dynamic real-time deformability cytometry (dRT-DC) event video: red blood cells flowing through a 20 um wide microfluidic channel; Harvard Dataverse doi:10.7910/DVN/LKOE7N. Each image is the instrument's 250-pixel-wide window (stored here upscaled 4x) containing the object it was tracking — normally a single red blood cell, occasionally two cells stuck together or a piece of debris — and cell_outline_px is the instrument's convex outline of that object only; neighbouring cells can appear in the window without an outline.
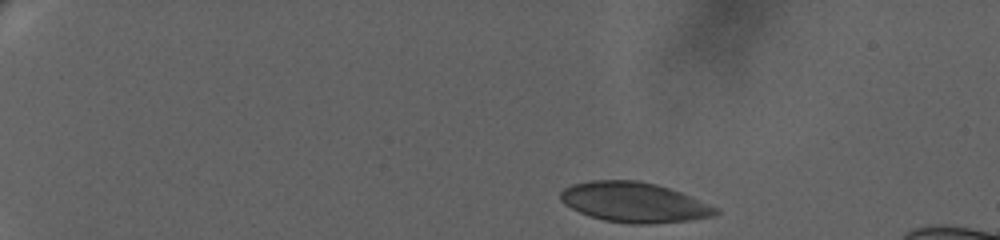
{"species": "human", "species_latin": "Homo sapiens", "temperature_condition": "warm", "stored_images_in_passage": 41, "camera_frame_rate_fps": 3000, "um_per_image_px": 0.085, "donor": {"sex": "female"}, "frame": {"image": 1, "passage_image": 1, "time_ms": 0.0, "image_size_px": [1000, 240], "cell_outline_px": [[720, 212], [716, 216], [688, 220], [648, 224], [632, 224], [604, 220], [580, 212], [564, 204], [560, 200], [560, 192], [564, 188], [572, 184], [592, 180], [636, 180], [656, 184], [680, 192], [720, 208]], "centroid_in_image_um": [53.92, 17.19], "position_along_channel_um": 31.1, "area_um2": 36.13}}
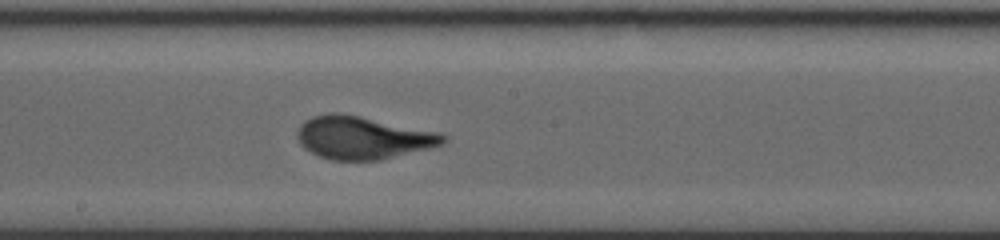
{"frame": {"image": 2, "passage_image": 23, "time_ms": 9.333, "image_size_px": [1000, 240], "cell_outline_px": [[448, 140], [440, 144], [428, 148], [380, 160], [332, 160], [320, 156], [304, 148], [300, 144], [296, 136], [296, 132], [300, 124], [304, 120], [312, 116], [328, 112], [336, 112], [360, 116], [440, 132], [448, 136]], "centroid_in_image_um": [30.81, 11.69], "position_along_channel_um": 217.4, "area_um2": 36.41}}
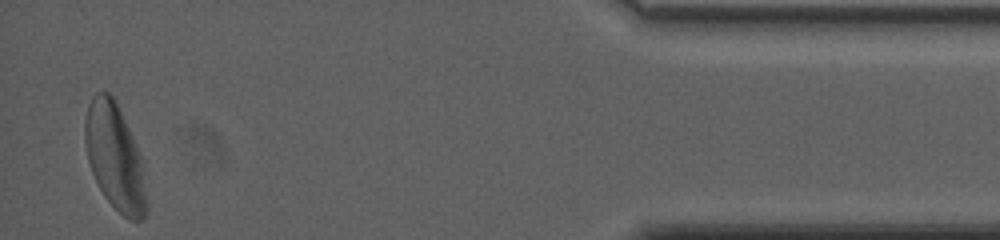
{"frame": {"image": 3, "passage_image": 41, "time_ms": 17.333, "image_size_px": [1000, 240], "cell_outline_px": [[148, 212], [140, 220], [128, 220], [104, 196], [92, 172], [88, 160], [84, 140], [84, 120], [88, 104], [92, 96], [96, 92], [108, 92], [112, 96], [136, 144], [140, 156], [148, 204]], "centroid_in_image_um": [9.75, 13.36], "position_along_channel_um": 425.5, "area_um2": 37.63}, "authors_computed_cell_mechanics": {"area_um2": 35.7782, "velocity_mm_per_s": 3.2757, "shape_relaxation_time_tau1_ms": 3.1319, "shape_relaxation_time_tau2_ms": null, "deformation_change_tau1": 0.1557, "deformation_change_tau2": null}}